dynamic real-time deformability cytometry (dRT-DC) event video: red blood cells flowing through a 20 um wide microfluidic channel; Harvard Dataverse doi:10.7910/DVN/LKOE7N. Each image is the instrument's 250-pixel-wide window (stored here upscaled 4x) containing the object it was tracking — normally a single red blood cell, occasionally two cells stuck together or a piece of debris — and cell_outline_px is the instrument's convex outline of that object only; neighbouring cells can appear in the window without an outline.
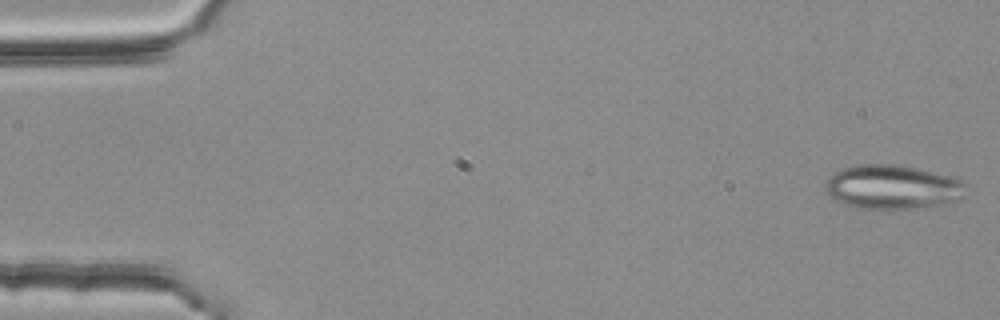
{"species": "common noctule bat (a hibernating species)", "species_latin": "Nyctalus noctula", "temperature_condition": "room temperature", "stored_images_in_passage": 4, "camera_frame_rate_fps": 3000, "um_per_image_px": 0.085, "animal": {"sex": "female", "body_mass_g": 25.1}, "frame": {"image": 1, "passage_image": 4, "time_ms": 1.0, "image_size_px": [1000, 320], "cell_outline_px": [[964, 196], [960, 200], [944, 204], [888, 212], [884, 212], [856, 208], [844, 204], [828, 196], [824, 192], [824, 188], [832, 172], [844, 168], [860, 164], [896, 164], [916, 168], [960, 180], [964, 184]], "centroid_in_image_um": [75.79, 15.95], "position_along_channel_um": 9.2, "area_um2": 36.88}}